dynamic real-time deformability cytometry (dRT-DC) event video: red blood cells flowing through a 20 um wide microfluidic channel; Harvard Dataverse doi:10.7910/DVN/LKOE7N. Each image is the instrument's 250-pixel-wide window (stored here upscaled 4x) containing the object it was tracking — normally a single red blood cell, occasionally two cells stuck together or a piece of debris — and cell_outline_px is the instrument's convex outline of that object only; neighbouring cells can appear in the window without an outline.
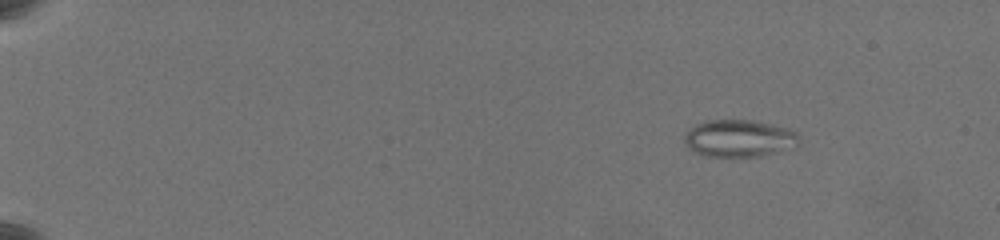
{"species": "common noctule bat (a hibernating species)", "species_latin": "Nyctalus noctula", "temperature_condition": "warm", "stored_images_in_passage": 63, "camera_frame_rate_fps": 3000, "um_per_image_px": 0.085, "animal": {"sex": "female", "body_mass_g": 19.5, "forearm_length_mm": 54.1}, "frame": {"image": 1, "passage_image": 10, "time_ms": 3.0, "image_size_px": [1000, 240], "cell_outline_px": [[800, 140], [796, 148], [760, 156], [704, 156], [692, 152], [684, 144], [684, 136], [688, 128], [704, 120], [756, 120], [792, 128], [800, 136]], "centroid_in_image_um": [62.85, 11.75], "position_along_channel_um": 22.1, "area_um2": 25.61}}
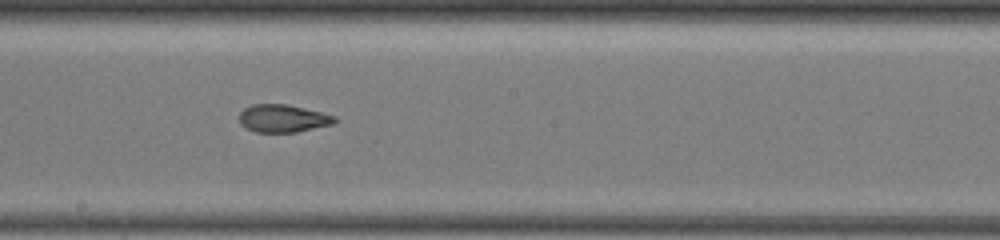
{"frame": {"image": 2, "passage_image": 39, "time_ms": 12.667, "image_size_px": [1000, 240], "cell_outline_px": [[340, 120], [332, 124], [296, 132], [256, 132], [244, 128], [240, 124], [240, 112], [244, 108], [252, 104], [288, 104], [336, 116]], "centroid_in_image_um": [24.04, 10.06], "position_along_channel_um": 224.2, "area_um2": 15.49}}
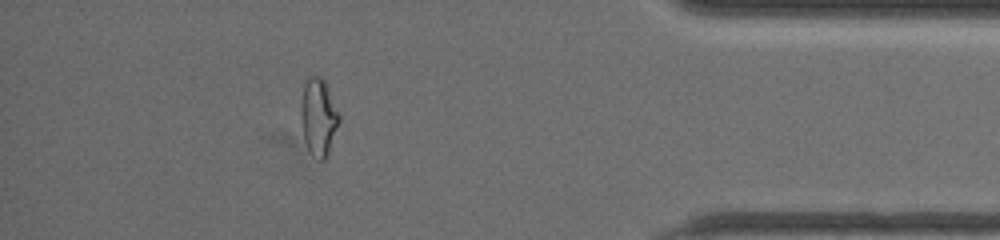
{"frame": {"image": 3, "passage_image": 57, "time_ms": 18.667, "image_size_px": [1000, 240], "cell_outline_px": [[340, 120], [328, 156], [324, 160], [320, 160], [308, 148], [304, 140], [300, 112], [304, 84], [312, 76], [320, 76], [324, 80], [340, 112]], "centroid_in_image_um": [27.1, 9.95], "position_along_channel_um": 408.1, "area_um2": 17.11}, "authors_computed_cell_mechanics": {"area_um2": 18.207, "velocity_mm_per_s": 3.582, "shape_relaxation_time_tau1_ms": null, "shape_relaxation_time_tau2_ms": 1.5547, "deformation_change_tau1": null, "deformation_change_tau2": 0.075}}